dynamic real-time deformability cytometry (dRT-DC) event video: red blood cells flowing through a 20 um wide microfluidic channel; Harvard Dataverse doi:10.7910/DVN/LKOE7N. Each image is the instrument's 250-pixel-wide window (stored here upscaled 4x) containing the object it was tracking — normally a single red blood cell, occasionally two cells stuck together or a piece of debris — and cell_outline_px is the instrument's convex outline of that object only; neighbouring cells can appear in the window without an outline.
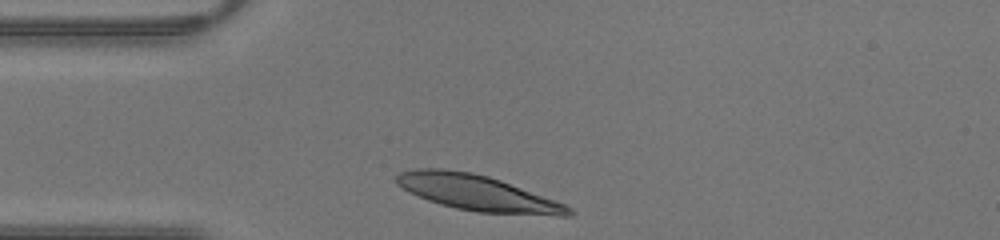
{"species": "human", "species_latin": "Homo sapiens", "temperature_condition": "warm", "stored_images_in_passage": 24, "camera_frame_rate_fps": 3000, "um_per_image_px": 0.085, "donor": {"sex": "male"}, "frame": {"image": 1, "passage_image": 1, "time_ms": 0.0, "image_size_px": [1000, 240], "cell_outline_px": [[576, 212], [568, 216], [560, 216], [476, 212], [456, 208], [440, 204], [428, 200], [396, 184], [396, 176], [400, 172], [416, 168], [440, 168], [472, 172], [488, 176], [500, 180], [564, 204], [572, 208]], "centroid_in_image_um": [40.59, 16.4], "position_along_channel_um": 44.4, "area_um2": 35.37}}
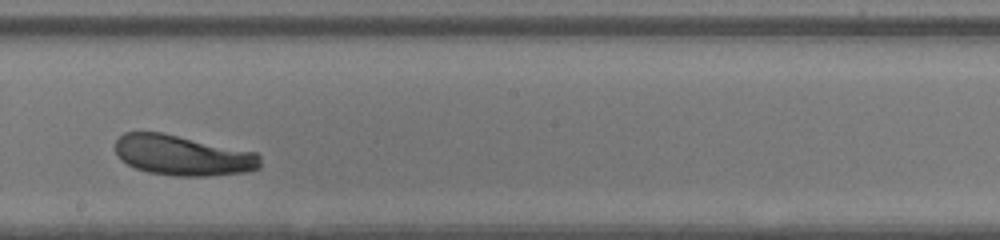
{"frame": {"image": 2, "passage_image": 14, "time_ms": 4.333, "image_size_px": [1000, 240], "cell_outline_px": [[260, 168], [244, 172], [208, 176], [176, 176], [148, 172], [136, 168], [120, 160], [116, 152], [116, 140], [124, 132], [164, 132], [256, 152], [260, 156]], "centroid_in_image_um": [15.52, 13.2], "position_along_channel_um": 232.7, "area_um2": 34.16}}
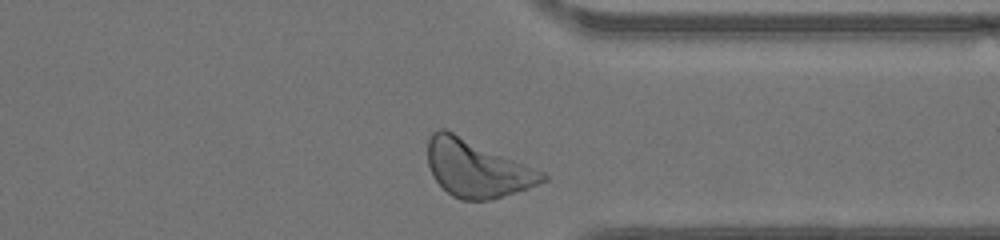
{"frame": {"image": 3, "passage_image": 23, "time_ms": 7.333, "image_size_px": [1000, 240], "cell_outline_px": [[548, 180], [528, 188], [492, 200], [460, 200], [452, 196], [432, 176], [428, 164], [428, 140], [432, 132], [440, 128], [444, 128], [544, 172], [548, 176]], "centroid_in_image_um": [40.52, 14.33], "position_along_channel_um": 370.9, "area_um2": 37.97}}